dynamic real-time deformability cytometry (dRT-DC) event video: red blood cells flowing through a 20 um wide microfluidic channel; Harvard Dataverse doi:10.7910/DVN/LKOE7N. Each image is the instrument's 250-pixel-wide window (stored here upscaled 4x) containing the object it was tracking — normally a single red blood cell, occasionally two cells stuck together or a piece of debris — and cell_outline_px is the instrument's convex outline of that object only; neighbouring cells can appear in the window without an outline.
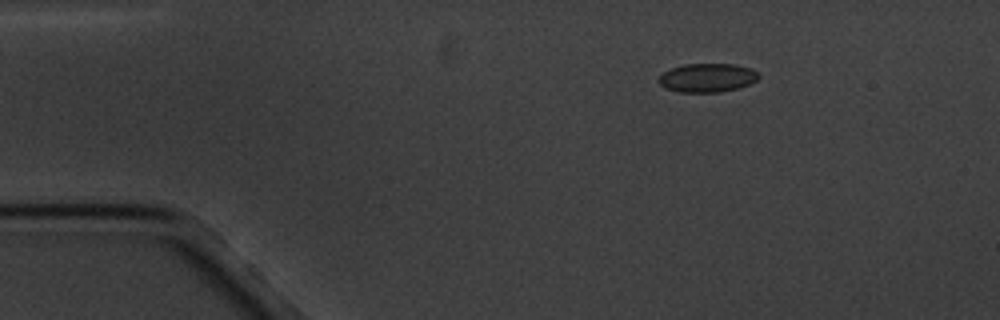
{"species": "common noctule bat (a hibernating species)", "species_latin": "Nyctalus noctula", "temperature_condition": "cold", "stored_images_in_passage": 3, "camera_frame_rate_fps": 3000, "um_per_image_px": 0.085, "animal": {"sex": "male", "body_mass_g": 20.1, "forearm_length_mm": 53.5}, "frame": {"image": 1, "passage_image": 1, "time_ms": 0.0, "image_size_px": [1000, 320], "cell_outline_px": [[760, 76], [756, 80], [748, 84], [736, 88], [720, 92], [680, 92], [664, 88], [656, 80], [664, 72], [672, 68], [684, 64], [736, 64], [752, 68]], "centroid_in_image_um": [60.1, 6.6], "position_along_channel_um": 24.9, "area_um2": 16.7}}